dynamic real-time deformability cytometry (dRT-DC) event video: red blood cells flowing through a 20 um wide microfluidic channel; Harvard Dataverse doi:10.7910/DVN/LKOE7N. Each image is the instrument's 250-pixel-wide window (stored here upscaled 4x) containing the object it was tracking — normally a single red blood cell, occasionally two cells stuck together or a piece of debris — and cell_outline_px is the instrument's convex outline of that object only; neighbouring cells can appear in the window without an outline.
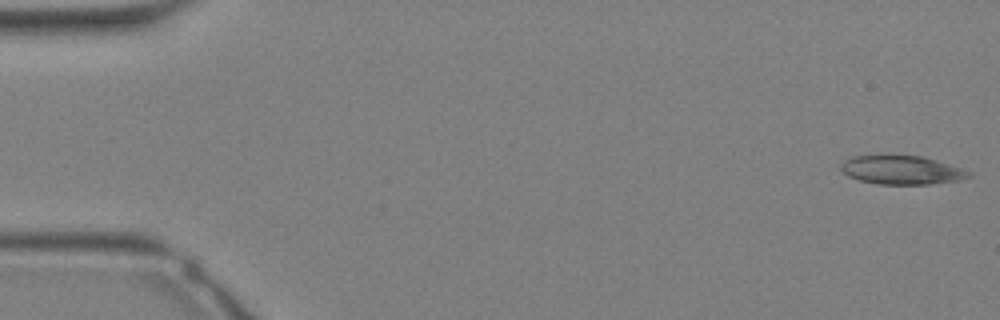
{"species": "Egyptian fruit bat (a non-hibernating species)", "species_latin": "Rousettus aegyptiacus", "temperature_condition": "warm", "stored_images_in_passage": 33, "camera_frame_rate_fps": 3000, "um_per_image_px": 0.085, "animal": {"sex": "female"}, "frame": {"image": 1, "passage_image": 1, "time_ms": 0.0, "image_size_px": [1000, 320], "cell_outline_px": [[972, 176], [960, 180], [932, 184], [876, 184], [860, 180], [848, 176], [840, 168], [840, 164], [844, 160], [852, 156], [920, 156], [936, 160], [972, 172]], "centroid_in_image_um": [76.64, 14.46], "position_along_channel_um": 8.4, "area_um2": 21.21}}
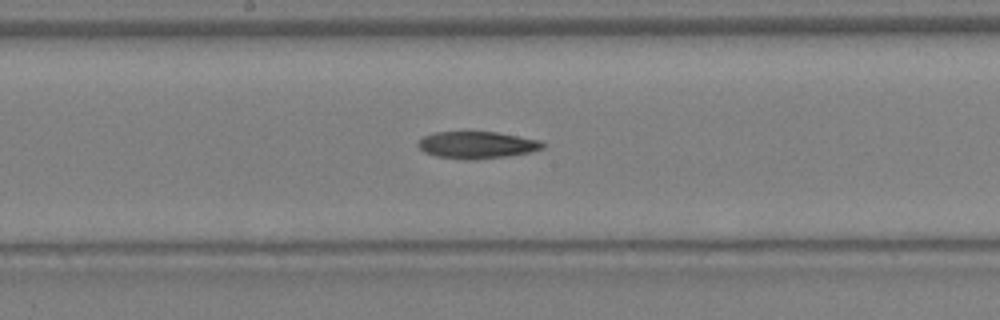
{"frame": {"image": 2, "passage_image": 18, "time_ms": 5.667, "image_size_px": [1000, 320], "cell_outline_px": [[544, 148], [528, 152], [508, 156], [472, 160], [464, 160], [436, 156], [424, 152], [416, 144], [424, 136], [436, 132], [496, 132], [540, 140], [544, 144]], "centroid_in_image_um": [40.52, 12.33], "position_along_channel_um": 207.7, "area_um2": 19.54}}
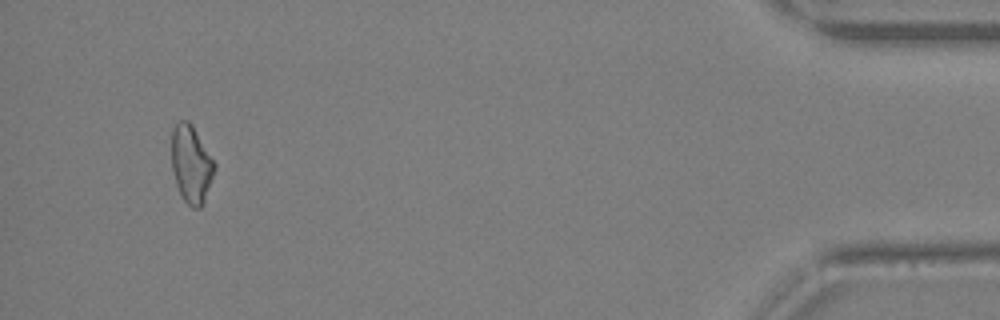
{"frame": {"image": 3, "passage_image": 32, "time_ms": 10.333, "image_size_px": [1000, 320], "cell_outline_px": [[216, 168], [204, 200], [200, 208], [192, 208], [180, 196], [176, 184], [172, 168], [172, 128], [180, 120], [188, 120], [192, 124], [216, 164]], "centroid_in_image_um": [16.25, 13.95], "position_along_channel_um": 419.0, "area_um2": 19.36}}